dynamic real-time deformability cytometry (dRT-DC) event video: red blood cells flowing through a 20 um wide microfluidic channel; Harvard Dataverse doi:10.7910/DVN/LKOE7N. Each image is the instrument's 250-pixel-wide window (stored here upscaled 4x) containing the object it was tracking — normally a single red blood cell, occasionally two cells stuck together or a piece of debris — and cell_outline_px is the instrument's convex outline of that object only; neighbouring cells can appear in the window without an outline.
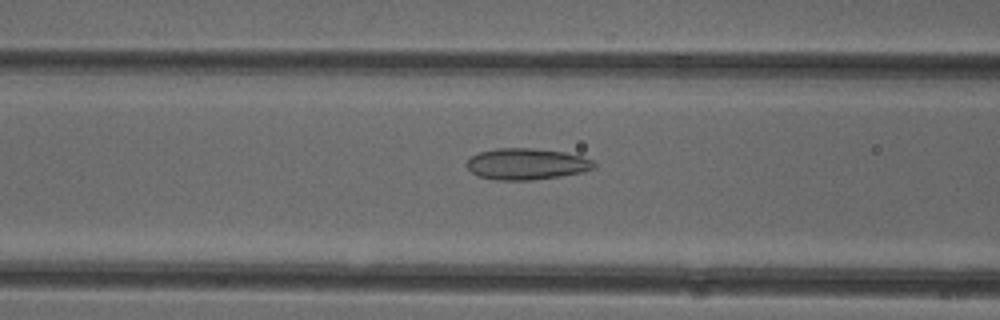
{"species": "common noctule bat (a hibernating species)", "species_latin": "Nyctalus noctula", "temperature_condition": "cold", "stored_images_in_passage": 51, "camera_frame_rate_fps": 3000, "um_per_image_px": 0.085, "animal": {"sex": "female"}, "frame": {"image": 1, "passage_image": 20, "time_ms": 6.333, "image_size_px": [1000, 320], "cell_outline_px": [[596, 168], [580, 172], [560, 176], [528, 180], [496, 180], [480, 176], [472, 172], [464, 164], [472, 156], [480, 152], [496, 148], [532, 148], [564, 152], [580, 156], [592, 160], [596, 164]], "centroid_in_image_um": [44.75, 13.93], "position_along_channel_um": 121.9, "area_um2": 23.06}}
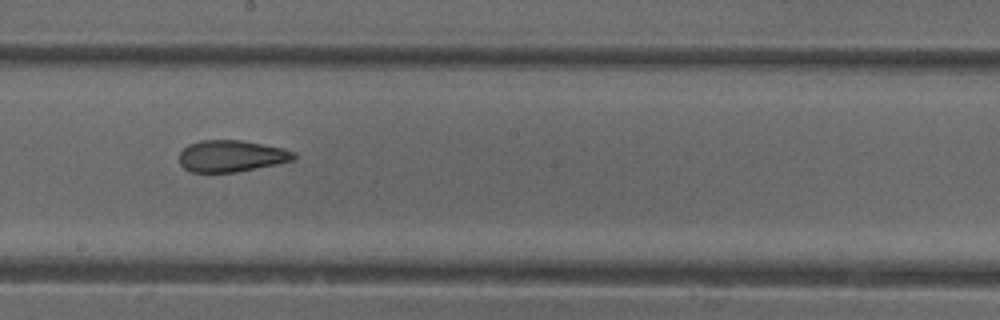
{"frame": {"image": 2, "passage_image": 28, "time_ms": 9.0, "image_size_px": [1000, 320], "cell_outline_px": [[296, 156], [292, 160], [276, 164], [236, 172], [192, 172], [184, 168], [180, 164], [180, 152], [188, 144], [200, 140], [240, 140], [284, 148], [296, 152]], "centroid_in_image_um": [19.66, 13.26], "position_along_channel_um": 228.5, "area_um2": 21.04}}
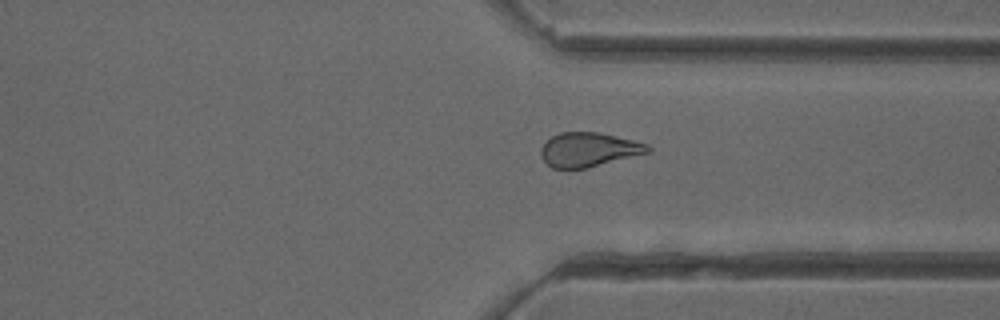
{"frame": {"image": 3, "passage_image": 38, "time_ms": 12.333, "image_size_px": [1000, 320], "cell_outline_px": [[652, 152], [588, 168], [552, 168], [540, 156], [540, 148], [552, 136], [560, 132], [600, 132], [648, 144], [652, 148]], "centroid_in_image_um": [50.07, 12.72], "position_along_channel_um": 361.3, "area_um2": 21.44}, "authors_computed_cell_mechanics": {"area_um2": 23.0622, "velocity_mm_per_s": 3.9914, "shape_relaxation_time_tau1_ms": 10.7712, "shape_relaxation_time_tau2_ms": 2.2348, "deformation_change_tau1": 0.2082, "deformation_change_tau2": 0.0967}}